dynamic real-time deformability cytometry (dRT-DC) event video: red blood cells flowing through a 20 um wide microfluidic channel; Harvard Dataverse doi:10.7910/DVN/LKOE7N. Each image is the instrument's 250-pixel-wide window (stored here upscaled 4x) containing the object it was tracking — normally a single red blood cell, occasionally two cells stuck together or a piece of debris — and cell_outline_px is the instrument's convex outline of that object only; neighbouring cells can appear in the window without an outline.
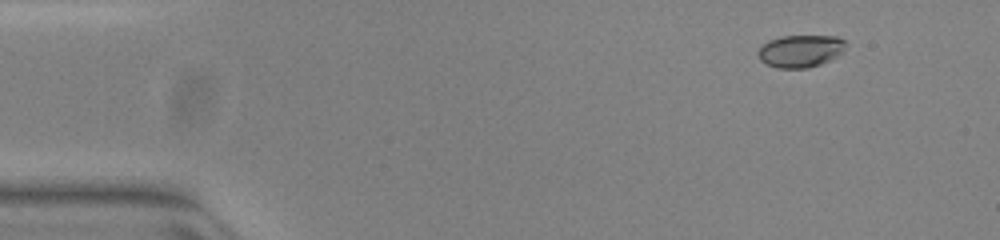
{"species": "common noctule bat (a hibernating species)", "species_latin": "Nyctalus noctula", "temperature_condition": "warm", "stored_images_in_passage": 10, "camera_frame_rate_fps": 3000, "um_per_image_px": 0.085, "animal": {"sex": "female", "body_mass_g": 23.0, "forearm_length_mm": 53.4}, "frame": {"image": 1, "passage_image": 1, "time_ms": 0.0, "image_size_px": [1000, 240], "cell_outline_px": [[848, 44], [844, 52], [820, 64], [808, 68], [776, 68], [760, 60], [756, 52], [768, 40], [780, 36], [836, 36], [844, 40]], "centroid_in_image_um": [68.05, 4.33], "position_along_channel_um": 16.9, "area_um2": 16.65}}